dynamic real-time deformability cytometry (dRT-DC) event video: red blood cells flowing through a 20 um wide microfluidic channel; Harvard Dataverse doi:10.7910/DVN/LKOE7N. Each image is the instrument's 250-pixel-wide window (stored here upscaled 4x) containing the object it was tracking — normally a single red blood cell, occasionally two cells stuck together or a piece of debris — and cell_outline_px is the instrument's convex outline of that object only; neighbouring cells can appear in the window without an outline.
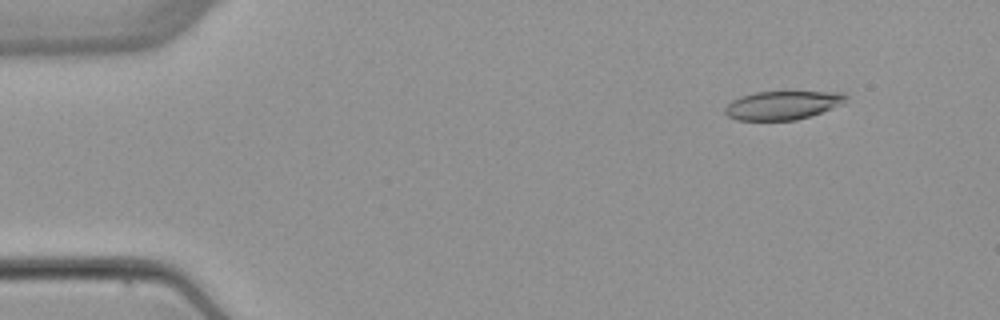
{"species": "common noctule bat (a hibernating species)", "species_latin": "Nyctalus noctula", "temperature_condition": "warm", "stored_images_in_passage": 4, "camera_frame_rate_fps": 3000, "um_per_image_px": 0.085, "animal": {"sex": "female", "body_mass_g": 22.7, "forearm_length_mm": 54.2}, "frame": {"image": 1, "passage_image": 2, "time_ms": 1.333, "image_size_px": [1000, 320], "cell_outline_px": [[848, 96], [844, 104], [796, 120], [736, 120], [728, 116], [724, 112], [724, 108], [732, 100], [740, 96], [756, 92], [844, 92]], "centroid_in_image_um": [66.51, 8.94], "position_along_channel_um": 18.5, "area_um2": 20.11}}
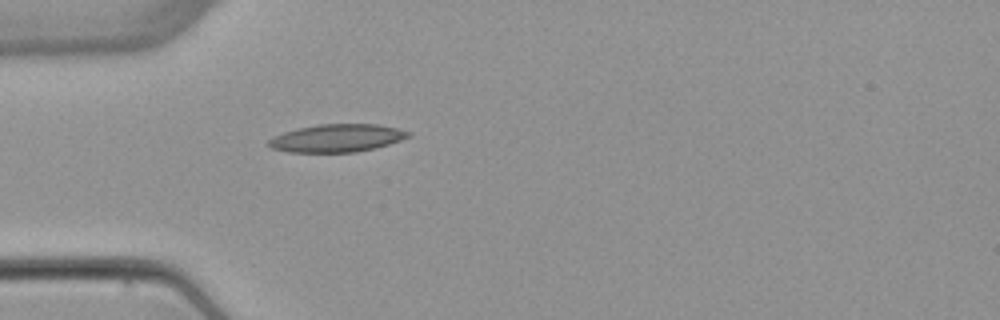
{"frame": {"image": 2, "passage_image": 4, "time_ms": 4.667, "image_size_px": [1000, 320], "cell_outline_px": [[412, 136], [376, 148], [356, 152], [288, 152], [272, 148], [264, 144], [272, 136], [296, 128], [320, 124], [376, 124], [396, 128], [412, 132]], "centroid_in_image_um": [28.61, 11.74], "position_along_channel_um": 56.4, "area_um2": 22.83}}